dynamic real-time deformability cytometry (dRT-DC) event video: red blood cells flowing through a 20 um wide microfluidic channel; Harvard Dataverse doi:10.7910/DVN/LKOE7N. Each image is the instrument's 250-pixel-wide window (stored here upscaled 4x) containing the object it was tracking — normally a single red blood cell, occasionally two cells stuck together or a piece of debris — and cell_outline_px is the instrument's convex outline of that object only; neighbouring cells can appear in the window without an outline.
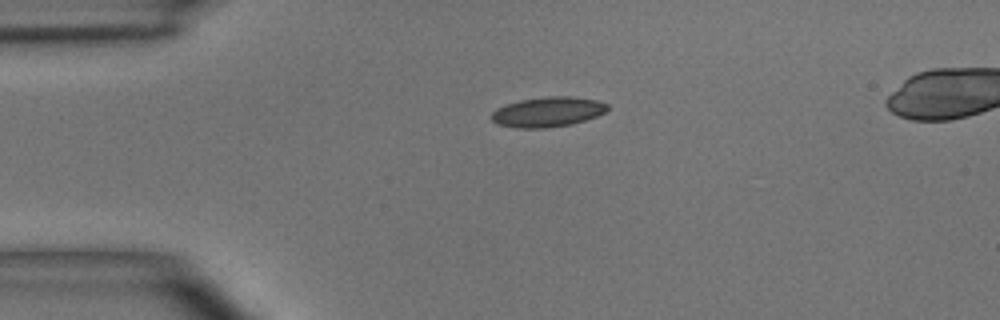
{"species": "common noctule bat (a hibernating species)", "species_latin": "Nyctalus noctula", "temperature_condition": "room temperature", "stored_images_in_passage": 2, "camera_frame_rate_fps": 3000, "um_per_image_px": 0.085, "animal": {"sex": "male", "body_mass_g": 15.6}, "frame": {"image": 1, "passage_image": 1, "time_ms": 0.0, "image_size_px": [1000, 320], "cell_outline_px": [[608, 108], [604, 112], [596, 116], [572, 124], [548, 128], [516, 128], [496, 124], [492, 120], [492, 112], [496, 108], [504, 104], [520, 100], [548, 96], [568, 96], [596, 100], [608, 104]], "centroid_in_image_um": [46.51, 9.52], "position_along_channel_um": 38.5, "area_um2": 20.29}}